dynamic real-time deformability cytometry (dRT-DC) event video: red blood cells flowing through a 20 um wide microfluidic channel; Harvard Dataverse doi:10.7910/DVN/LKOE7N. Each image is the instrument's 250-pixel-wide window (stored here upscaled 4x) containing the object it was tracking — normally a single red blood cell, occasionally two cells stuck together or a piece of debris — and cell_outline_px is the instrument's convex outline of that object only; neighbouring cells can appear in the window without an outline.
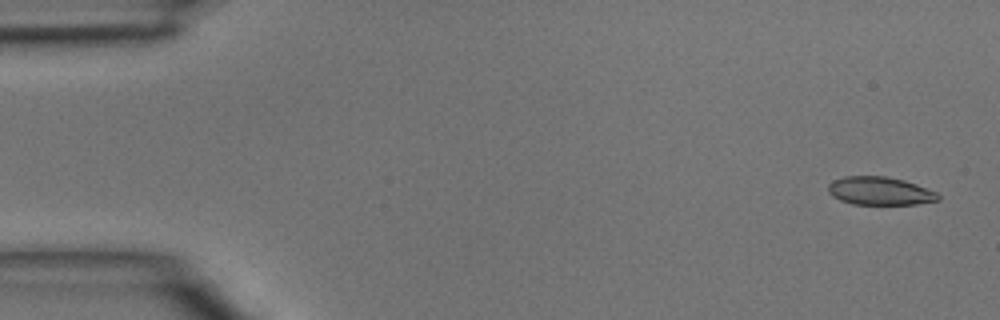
{"species": "common noctule bat (a hibernating species)", "species_latin": "Nyctalus noctula", "temperature_condition": "room temperature", "stored_images_in_passage": 46, "camera_frame_rate_fps": 3000, "um_per_image_px": 0.085, "animal": {"sex": "male", "body_mass_g": 15.6}, "frame": {"image": 1, "passage_image": 2, "time_ms": 0.333, "image_size_px": [1000, 320], "cell_outline_px": [[940, 200], [916, 204], [852, 204], [840, 200], [832, 196], [828, 192], [828, 184], [832, 180], [844, 176], [884, 176], [904, 180], [916, 184], [936, 192], [940, 196]], "centroid_in_image_um": [74.76, 16.23], "position_along_channel_um": 10.2, "area_um2": 18.09}}
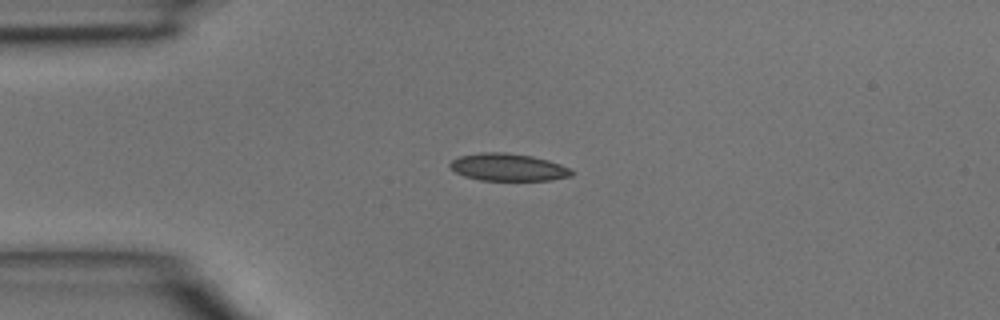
{"frame": {"image": 2, "passage_image": 11, "time_ms": 3.333, "image_size_px": [1000, 320], "cell_outline_px": [[576, 172], [572, 176], [552, 180], [480, 180], [464, 176], [456, 172], [448, 164], [452, 160], [460, 156], [480, 152], [504, 152], [532, 156], [548, 160], [572, 168]], "centroid_in_image_um": [43.24, 14.21], "position_along_channel_um": 41.8, "area_um2": 19.54}}
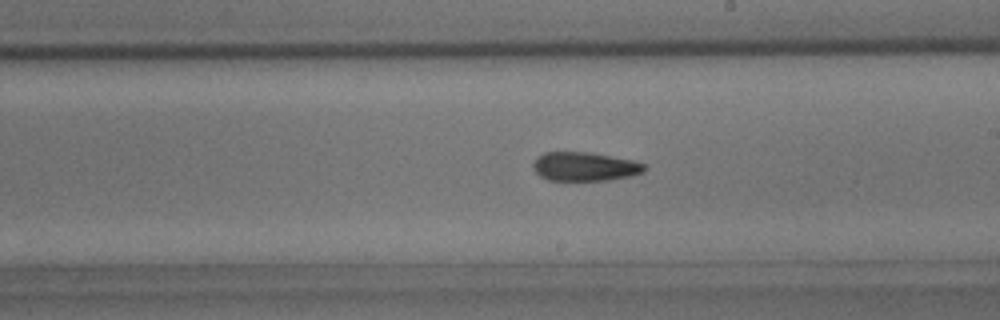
{"frame": {"image": 3, "passage_image": 26, "time_ms": 8.333, "image_size_px": [1000, 320], "cell_outline_px": [[648, 168], [644, 172], [632, 176], [608, 180], [548, 180], [540, 176], [536, 172], [532, 164], [536, 156], [544, 152], [588, 152], [632, 160], [644, 164]], "centroid_in_image_um": [49.7, 14.16], "position_along_channel_um": 239.3, "area_um2": 18.79}}